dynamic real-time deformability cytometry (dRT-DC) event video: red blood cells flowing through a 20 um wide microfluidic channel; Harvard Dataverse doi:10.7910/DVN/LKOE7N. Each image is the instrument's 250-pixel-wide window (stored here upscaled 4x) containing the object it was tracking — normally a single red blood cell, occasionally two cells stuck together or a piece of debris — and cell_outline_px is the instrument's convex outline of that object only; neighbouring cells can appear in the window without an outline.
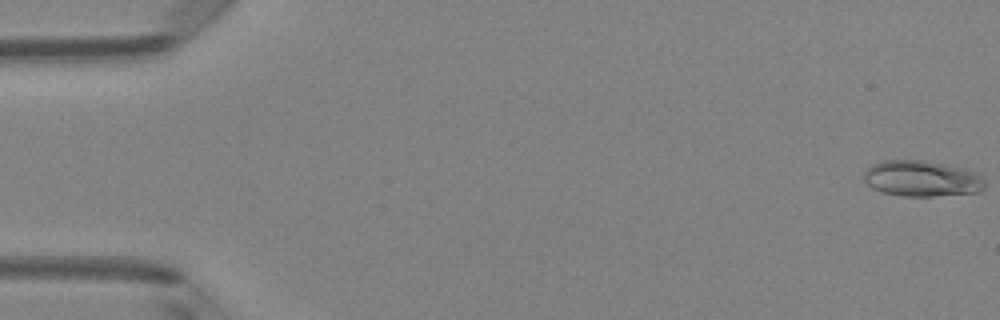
{"species": "Egyptian fruit bat (a non-hibernating species)", "species_latin": "Rousettus aegyptiacus", "temperature_condition": "room temperature", "stored_images_in_passage": 48, "camera_frame_rate_fps": 3000, "um_per_image_px": 0.085, "animal": {"sex": "female"}, "frame": {"image": 1, "passage_image": 1, "time_ms": 0.0, "image_size_px": [1000, 320], "cell_outline_px": [[984, 188], [976, 192], [936, 196], [900, 196], [880, 192], [872, 188], [864, 180], [864, 172], [872, 164], [884, 160], [924, 160], [944, 164], [976, 172], [984, 180]], "centroid_in_image_um": [78.31, 15.18], "position_along_channel_um": 6.7, "area_um2": 25.26}}
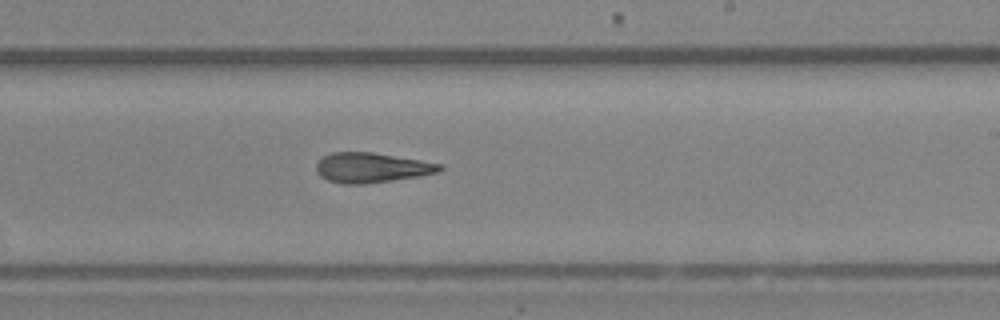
{"frame": {"image": 2, "passage_image": 30, "time_ms": 9.667, "image_size_px": [1000, 320], "cell_outline_px": [[444, 168], [440, 172], [420, 176], [364, 184], [340, 184], [328, 180], [320, 176], [316, 172], [316, 164], [324, 156], [332, 152], [372, 152], [444, 164]], "centroid_in_image_um": [31.6, 14.25], "position_along_channel_um": 257.4, "area_um2": 21.62}}
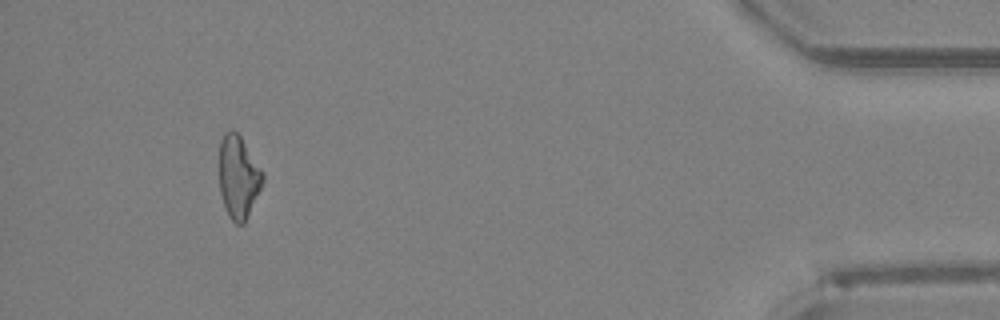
{"frame": {"image": 3, "passage_image": 46, "time_ms": 15.0, "image_size_px": [1000, 320], "cell_outline_px": [[264, 180], [244, 224], [236, 224], [228, 216], [224, 208], [220, 192], [220, 140], [224, 132], [232, 128], [240, 136], [264, 172]], "centroid_in_image_um": [20.26, 15.04], "position_along_channel_um": 414.9, "area_um2": 20.98}, "authors_computed_cell_mechanics": {"area_um2": 21.8484, "velocity_mm_per_s": 4.1588, "shape_relaxation_time_tau1_ms": null, "shape_relaxation_time_tau2_ms": 5.454, "deformation_change_tau1": null, "deformation_change_tau2": 0.1673}}